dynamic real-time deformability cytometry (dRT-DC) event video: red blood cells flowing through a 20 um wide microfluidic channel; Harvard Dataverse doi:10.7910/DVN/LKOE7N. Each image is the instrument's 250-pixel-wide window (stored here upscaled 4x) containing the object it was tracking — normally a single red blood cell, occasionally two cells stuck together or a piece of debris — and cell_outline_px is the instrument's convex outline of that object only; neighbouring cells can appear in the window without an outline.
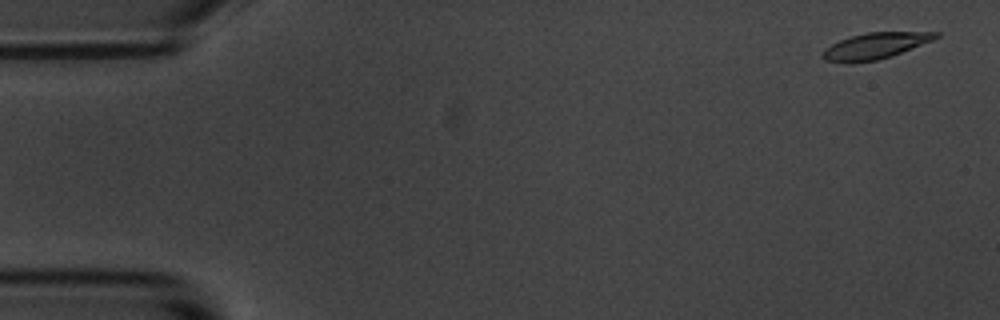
{"species": "common noctule bat (a hibernating species)", "species_latin": "Nyctalus noctula", "temperature_condition": "room temperature", "stored_images_in_passage": 3, "camera_frame_rate_fps": 3000, "um_per_image_px": 0.085, "animal": {"sex": "male", "body_mass_g": 20.1, "forearm_length_mm": 53.5}, "frame": {"image": 1, "passage_image": 1, "time_ms": 0.0, "image_size_px": [1000, 320], "cell_outline_px": [[940, 36], [932, 40], [892, 56], [876, 60], [824, 60], [820, 56], [824, 48], [840, 40], [852, 36], [868, 32], [940, 32]], "centroid_in_image_um": [74.43, 3.86], "position_along_channel_um": 10.6, "area_um2": 16.53}}